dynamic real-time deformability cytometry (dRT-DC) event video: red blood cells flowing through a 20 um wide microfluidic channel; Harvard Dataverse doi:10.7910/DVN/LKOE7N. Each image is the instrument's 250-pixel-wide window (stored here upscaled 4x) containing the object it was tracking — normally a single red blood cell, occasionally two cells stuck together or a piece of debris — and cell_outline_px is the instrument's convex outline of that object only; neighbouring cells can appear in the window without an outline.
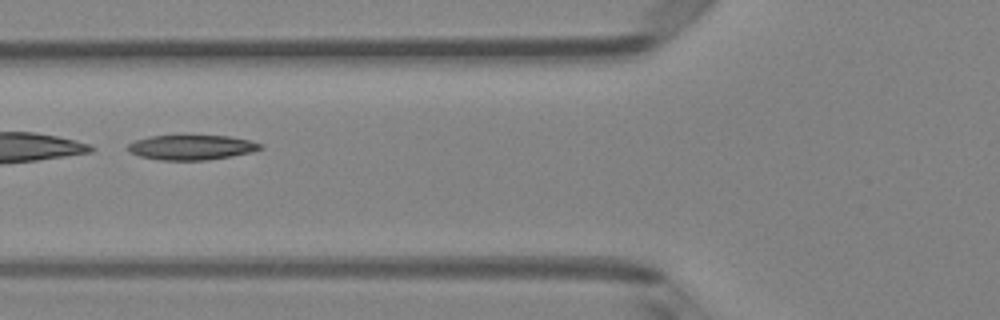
{"species": "Egyptian fruit bat (a non-hibernating species)", "species_latin": "Rousettus aegyptiacus", "temperature_condition": "room temperature", "stored_images_in_passage": 48, "segment_of_instrument_passage": [2, 2], "camera_frame_rate_fps": 3000, "um_per_image_px": 0.085, "animal": {"sex": "female"}, "frame": {"image": 1, "passage_image": 19, "time_ms": 6.0, "image_size_px": [1000, 320], "cell_outline_px": [[264, 148], [252, 152], [232, 156], [208, 160], [160, 160], [140, 156], [132, 152], [128, 148], [128, 144], [136, 140], [152, 136], [228, 136], [248, 140], [264, 144]], "centroid_in_image_um": [16.34, 12.53], "position_along_channel_um": 109.5, "area_um2": 19.02}}
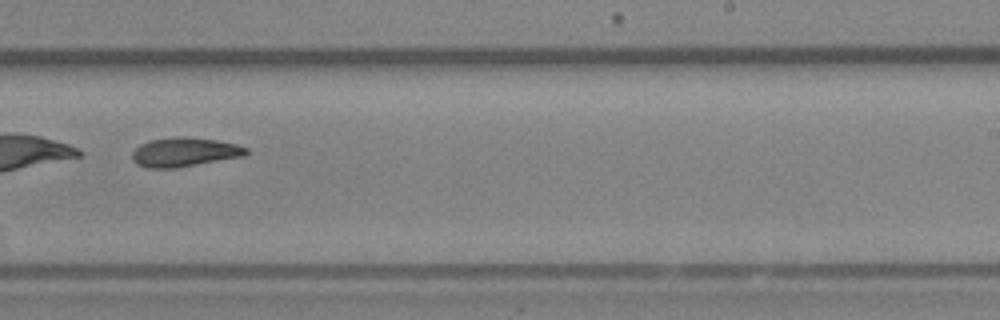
{"frame": {"image": 2, "passage_image": 31, "time_ms": 10.0, "image_size_px": [1000, 320], "cell_outline_px": [[248, 152], [244, 156], [176, 168], [148, 168], [136, 164], [132, 160], [132, 152], [140, 144], [152, 140], [216, 140], [236, 144], [248, 148]], "centroid_in_image_um": [15.68, 13.0], "position_along_channel_um": 273.3, "area_um2": 18.32}}
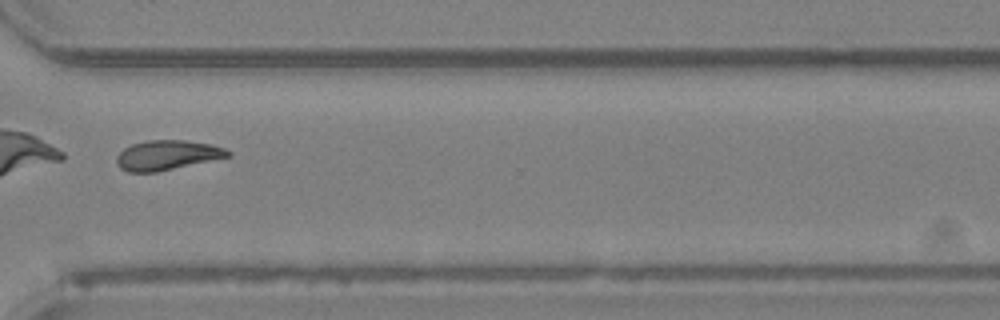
{"frame": {"image": 3, "passage_image": 37, "time_ms": 12.0, "image_size_px": [1000, 320], "cell_outline_px": [[232, 156], [156, 172], [128, 172], [120, 168], [116, 164], [116, 156], [124, 148], [132, 144], [148, 140], [184, 140], [212, 144], [224, 148], [232, 152]], "centroid_in_image_um": [14.21, 13.18], "position_along_channel_um": 356.4, "area_um2": 19.36}}